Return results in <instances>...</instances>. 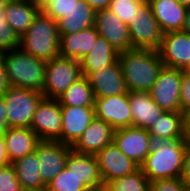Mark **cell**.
Masks as SVG:
<instances>
[{
  "mask_svg": "<svg viewBox=\"0 0 190 191\" xmlns=\"http://www.w3.org/2000/svg\"><path fill=\"white\" fill-rule=\"evenodd\" d=\"M152 13L163 33L182 31L188 8L177 0H150Z\"/></svg>",
  "mask_w": 190,
  "mask_h": 191,
  "instance_id": "20",
  "label": "cell"
},
{
  "mask_svg": "<svg viewBox=\"0 0 190 191\" xmlns=\"http://www.w3.org/2000/svg\"><path fill=\"white\" fill-rule=\"evenodd\" d=\"M59 55L81 60L93 48L99 36L96 27L91 26L76 33L59 34Z\"/></svg>",
  "mask_w": 190,
  "mask_h": 191,
  "instance_id": "22",
  "label": "cell"
},
{
  "mask_svg": "<svg viewBox=\"0 0 190 191\" xmlns=\"http://www.w3.org/2000/svg\"><path fill=\"white\" fill-rule=\"evenodd\" d=\"M72 170L65 167L46 185V191H88Z\"/></svg>",
  "mask_w": 190,
  "mask_h": 191,
  "instance_id": "31",
  "label": "cell"
},
{
  "mask_svg": "<svg viewBox=\"0 0 190 191\" xmlns=\"http://www.w3.org/2000/svg\"><path fill=\"white\" fill-rule=\"evenodd\" d=\"M78 0H54L43 11L49 15L54 21H58L72 9L74 3Z\"/></svg>",
  "mask_w": 190,
  "mask_h": 191,
  "instance_id": "35",
  "label": "cell"
},
{
  "mask_svg": "<svg viewBox=\"0 0 190 191\" xmlns=\"http://www.w3.org/2000/svg\"><path fill=\"white\" fill-rule=\"evenodd\" d=\"M104 186L116 178L137 171L140 166L127 157L114 142L106 145L96 155Z\"/></svg>",
  "mask_w": 190,
  "mask_h": 191,
  "instance_id": "12",
  "label": "cell"
},
{
  "mask_svg": "<svg viewBox=\"0 0 190 191\" xmlns=\"http://www.w3.org/2000/svg\"><path fill=\"white\" fill-rule=\"evenodd\" d=\"M149 191H187V186L180 177L158 179L150 182Z\"/></svg>",
  "mask_w": 190,
  "mask_h": 191,
  "instance_id": "36",
  "label": "cell"
},
{
  "mask_svg": "<svg viewBox=\"0 0 190 191\" xmlns=\"http://www.w3.org/2000/svg\"><path fill=\"white\" fill-rule=\"evenodd\" d=\"M113 142L139 166L145 161L153 145V140L147 129L133 126L116 129L113 135Z\"/></svg>",
  "mask_w": 190,
  "mask_h": 191,
  "instance_id": "10",
  "label": "cell"
},
{
  "mask_svg": "<svg viewBox=\"0 0 190 191\" xmlns=\"http://www.w3.org/2000/svg\"><path fill=\"white\" fill-rule=\"evenodd\" d=\"M23 191H46V190H23Z\"/></svg>",
  "mask_w": 190,
  "mask_h": 191,
  "instance_id": "50",
  "label": "cell"
},
{
  "mask_svg": "<svg viewBox=\"0 0 190 191\" xmlns=\"http://www.w3.org/2000/svg\"><path fill=\"white\" fill-rule=\"evenodd\" d=\"M94 95L86 76L77 79L58 98L60 105L68 106H94Z\"/></svg>",
  "mask_w": 190,
  "mask_h": 191,
  "instance_id": "29",
  "label": "cell"
},
{
  "mask_svg": "<svg viewBox=\"0 0 190 191\" xmlns=\"http://www.w3.org/2000/svg\"><path fill=\"white\" fill-rule=\"evenodd\" d=\"M8 157L6 154L5 140L3 135H0V167L9 165Z\"/></svg>",
  "mask_w": 190,
  "mask_h": 191,
  "instance_id": "43",
  "label": "cell"
},
{
  "mask_svg": "<svg viewBox=\"0 0 190 191\" xmlns=\"http://www.w3.org/2000/svg\"><path fill=\"white\" fill-rule=\"evenodd\" d=\"M183 138L190 146V110L183 114Z\"/></svg>",
  "mask_w": 190,
  "mask_h": 191,
  "instance_id": "41",
  "label": "cell"
},
{
  "mask_svg": "<svg viewBox=\"0 0 190 191\" xmlns=\"http://www.w3.org/2000/svg\"><path fill=\"white\" fill-rule=\"evenodd\" d=\"M119 52L102 36H98L92 50L80 61L81 73L87 76L90 72L113 64L118 60Z\"/></svg>",
  "mask_w": 190,
  "mask_h": 191,
  "instance_id": "24",
  "label": "cell"
},
{
  "mask_svg": "<svg viewBox=\"0 0 190 191\" xmlns=\"http://www.w3.org/2000/svg\"><path fill=\"white\" fill-rule=\"evenodd\" d=\"M132 49L159 50L163 32L155 19L149 3L141 8V13L128 24Z\"/></svg>",
  "mask_w": 190,
  "mask_h": 191,
  "instance_id": "7",
  "label": "cell"
},
{
  "mask_svg": "<svg viewBox=\"0 0 190 191\" xmlns=\"http://www.w3.org/2000/svg\"><path fill=\"white\" fill-rule=\"evenodd\" d=\"M0 191H23L11 163L0 167Z\"/></svg>",
  "mask_w": 190,
  "mask_h": 191,
  "instance_id": "34",
  "label": "cell"
},
{
  "mask_svg": "<svg viewBox=\"0 0 190 191\" xmlns=\"http://www.w3.org/2000/svg\"><path fill=\"white\" fill-rule=\"evenodd\" d=\"M10 0H0V11H2L4 9V7L6 6V4L9 2Z\"/></svg>",
  "mask_w": 190,
  "mask_h": 191,
  "instance_id": "47",
  "label": "cell"
},
{
  "mask_svg": "<svg viewBox=\"0 0 190 191\" xmlns=\"http://www.w3.org/2000/svg\"><path fill=\"white\" fill-rule=\"evenodd\" d=\"M187 147L184 138L153 142L140 169L150 182L181 177Z\"/></svg>",
  "mask_w": 190,
  "mask_h": 191,
  "instance_id": "2",
  "label": "cell"
},
{
  "mask_svg": "<svg viewBox=\"0 0 190 191\" xmlns=\"http://www.w3.org/2000/svg\"><path fill=\"white\" fill-rule=\"evenodd\" d=\"M94 26L98 34L104 37L118 52L132 49L128 25L109 9L95 12Z\"/></svg>",
  "mask_w": 190,
  "mask_h": 191,
  "instance_id": "15",
  "label": "cell"
},
{
  "mask_svg": "<svg viewBox=\"0 0 190 191\" xmlns=\"http://www.w3.org/2000/svg\"><path fill=\"white\" fill-rule=\"evenodd\" d=\"M9 128L6 117V104L4 96H0V135Z\"/></svg>",
  "mask_w": 190,
  "mask_h": 191,
  "instance_id": "39",
  "label": "cell"
},
{
  "mask_svg": "<svg viewBox=\"0 0 190 191\" xmlns=\"http://www.w3.org/2000/svg\"><path fill=\"white\" fill-rule=\"evenodd\" d=\"M71 150V146L59 141L41 140L37 144L35 153L39 160V172L45 185L66 167L67 156Z\"/></svg>",
  "mask_w": 190,
  "mask_h": 191,
  "instance_id": "11",
  "label": "cell"
},
{
  "mask_svg": "<svg viewBox=\"0 0 190 191\" xmlns=\"http://www.w3.org/2000/svg\"><path fill=\"white\" fill-rule=\"evenodd\" d=\"M81 76L79 60L58 55L47 61L43 96L57 99Z\"/></svg>",
  "mask_w": 190,
  "mask_h": 191,
  "instance_id": "6",
  "label": "cell"
},
{
  "mask_svg": "<svg viewBox=\"0 0 190 191\" xmlns=\"http://www.w3.org/2000/svg\"><path fill=\"white\" fill-rule=\"evenodd\" d=\"M9 87L6 77V71L3 61V52H0V96L3 95Z\"/></svg>",
  "mask_w": 190,
  "mask_h": 191,
  "instance_id": "40",
  "label": "cell"
},
{
  "mask_svg": "<svg viewBox=\"0 0 190 191\" xmlns=\"http://www.w3.org/2000/svg\"><path fill=\"white\" fill-rule=\"evenodd\" d=\"M96 12L102 9H108L111 0H85Z\"/></svg>",
  "mask_w": 190,
  "mask_h": 191,
  "instance_id": "42",
  "label": "cell"
},
{
  "mask_svg": "<svg viewBox=\"0 0 190 191\" xmlns=\"http://www.w3.org/2000/svg\"><path fill=\"white\" fill-rule=\"evenodd\" d=\"M86 78L92 88L94 98L128 93L119 60L90 72Z\"/></svg>",
  "mask_w": 190,
  "mask_h": 191,
  "instance_id": "16",
  "label": "cell"
},
{
  "mask_svg": "<svg viewBox=\"0 0 190 191\" xmlns=\"http://www.w3.org/2000/svg\"><path fill=\"white\" fill-rule=\"evenodd\" d=\"M180 178L186 186H190V146L187 147L184 156L183 170Z\"/></svg>",
  "mask_w": 190,
  "mask_h": 191,
  "instance_id": "38",
  "label": "cell"
},
{
  "mask_svg": "<svg viewBox=\"0 0 190 191\" xmlns=\"http://www.w3.org/2000/svg\"><path fill=\"white\" fill-rule=\"evenodd\" d=\"M16 171L17 180L23 190H46L39 172V160L36 153L25 155L11 163Z\"/></svg>",
  "mask_w": 190,
  "mask_h": 191,
  "instance_id": "27",
  "label": "cell"
},
{
  "mask_svg": "<svg viewBox=\"0 0 190 191\" xmlns=\"http://www.w3.org/2000/svg\"><path fill=\"white\" fill-rule=\"evenodd\" d=\"M145 4L136 0H111L108 9L115 13L121 21L128 24L141 13V8Z\"/></svg>",
  "mask_w": 190,
  "mask_h": 191,
  "instance_id": "32",
  "label": "cell"
},
{
  "mask_svg": "<svg viewBox=\"0 0 190 191\" xmlns=\"http://www.w3.org/2000/svg\"><path fill=\"white\" fill-rule=\"evenodd\" d=\"M180 4L190 8V0H177Z\"/></svg>",
  "mask_w": 190,
  "mask_h": 191,
  "instance_id": "46",
  "label": "cell"
},
{
  "mask_svg": "<svg viewBox=\"0 0 190 191\" xmlns=\"http://www.w3.org/2000/svg\"><path fill=\"white\" fill-rule=\"evenodd\" d=\"M94 22L95 11L93 8L85 0H78L73 4L66 17L57 21L58 33H76L94 26Z\"/></svg>",
  "mask_w": 190,
  "mask_h": 191,
  "instance_id": "25",
  "label": "cell"
},
{
  "mask_svg": "<svg viewBox=\"0 0 190 191\" xmlns=\"http://www.w3.org/2000/svg\"><path fill=\"white\" fill-rule=\"evenodd\" d=\"M19 47V37L8 25L5 18V10L0 11V52Z\"/></svg>",
  "mask_w": 190,
  "mask_h": 191,
  "instance_id": "33",
  "label": "cell"
},
{
  "mask_svg": "<svg viewBox=\"0 0 190 191\" xmlns=\"http://www.w3.org/2000/svg\"><path fill=\"white\" fill-rule=\"evenodd\" d=\"M190 110V72L183 70L180 92V112L185 113Z\"/></svg>",
  "mask_w": 190,
  "mask_h": 191,
  "instance_id": "37",
  "label": "cell"
},
{
  "mask_svg": "<svg viewBox=\"0 0 190 191\" xmlns=\"http://www.w3.org/2000/svg\"><path fill=\"white\" fill-rule=\"evenodd\" d=\"M61 143L72 146L95 118L94 106L61 105Z\"/></svg>",
  "mask_w": 190,
  "mask_h": 191,
  "instance_id": "17",
  "label": "cell"
},
{
  "mask_svg": "<svg viewBox=\"0 0 190 191\" xmlns=\"http://www.w3.org/2000/svg\"><path fill=\"white\" fill-rule=\"evenodd\" d=\"M2 135L10 163L35 152L37 144L41 141L29 127H9Z\"/></svg>",
  "mask_w": 190,
  "mask_h": 191,
  "instance_id": "21",
  "label": "cell"
},
{
  "mask_svg": "<svg viewBox=\"0 0 190 191\" xmlns=\"http://www.w3.org/2000/svg\"><path fill=\"white\" fill-rule=\"evenodd\" d=\"M129 105L132 112V126L148 129L165 111L152 99L149 92H129Z\"/></svg>",
  "mask_w": 190,
  "mask_h": 191,
  "instance_id": "23",
  "label": "cell"
},
{
  "mask_svg": "<svg viewBox=\"0 0 190 191\" xmlns=\"http://www.w3.org/2000/svg\"><path fill=\"white\" fill-rule=\"evenodd\" d=\"M114 131L108 123L95 116L71 149L78 153L96 155L113 142Z\"/></svg>",
  "mask_w": 190,
  "mask_h": 191,
  "instance_id": "18",
  "label": "cell"
},
{
  "mask_svg": "<svg viewBox=\"0 0 190 191\" xmlns=\"http://www.w3.org/2000/svg\"><path fill=\"white\" fill-rule=\"evenodd\" d=\"M14 1H22V2H29L34 5V0H14Z\"/></svg>",
  "mask_w": 190,
  "mask_h": 191,
  "instance_id": "48",
  "label": "cell"
},
{
  "mask_svg": "<svg viewBox=\"0 0 190 191\" xmlns=\"http://www.w3.org/2000/svg\"><path fill=\"white\" fill-rule=\"evenodd\" d=\"M54 0H34V5L43 11L47 6H49Z\"/></svg>",
  "mask_w": 190,
  "mask_h": 191,
  "instance_id": "44",
  "label": "cell"
},
{
  "mask_svg": "<svg viewBox=\"0 0 190 191\" xmlns=\"http://www.w3.org/2000/svg\"><path fill=\"white\" fill-rule=\"evenodd\" d=\"M183 70L163 66L149 93L153 101L166 112H180V92Z\"/></svg>",
  "mask_w": 190,
  "mask_h": 191,
  "instance_id": "8",
  "label": "cell"
},
{
  "mask_svg": "<svg viewBox=\"0 0 190 191\" xmlns=\"http://www.w3.org/2000/svg\"><path fill=\"white\" fill-rule=\"evenodd\" d=\"M136 1H138L140 3H149L150 0H136Z\"/></svg>",
  "mask_w": 190,
  "mask_h": 191,
  "instance_id": "49",
  "label": "cell"
},
{
  "mask_svg": "<svg viewBox=\"0 0 190 191\" xmlns=\"http://www.w3.org/2000/svg\"><path fill=\"white\" fill-rule=\"evenodd\" d=\"M147 130L153 142L183 138V113L165 111Z\"/></svg>",
  "mask_w": 190,
  "mask_h": 191,
  "instance_id": "28",
  "label": "cell"
},
{
  "mask_svg": "<svg viewBox=\"0 0 190 191\" xmlns=\"http://www.w3.org/2000/svg\"><path fill=\"white\" fill-rule=\"evenodd\" d=\"M158 52L164 66L187 71L190 68V34L183 31L164 33Z\"/></svg>",
  "mask_w": 190,
  "mask_h": 191,
  "instance_id": "14",
  "label": "cell"
},
{
  "mask_svg": "<svg viewBox=\"0 0 190 191\" xmlns=\"http://www.w3.org/2000/svg\"><path fill=\"white\" fill-rule=\"evenodd\" d=\"M4 10L8 25L19 38L26 33L40 11L32 3L14 0H10Z\"/></svg>",
  "mask_w": 190,
  "mask_h": 191,
  "instance_id": "26",
  "label": "cell"
},
{
  "mask_svg": "<svg viewBox=\"0 0 190 191\" xmlns=\"http://www.w3.org/2000/svg\"><path fill=\"white\" fill-rule=\"evenodd\" d=\"M9 127H29L37 104L44 97L42 93L26 88L9 86L3 94Z\"/></svg>",
  "mask_w": 190,
  "mask_h": 191,
  "instance_id": "5",
  "label": "cell"
},
{
  "mask_svg": "<svg viewBox=\"0 0 190 191\" xmlns=\"http://www.w3.org/2000/svg\"><path fill=\"white\" fill-rule=\"evenodd\" d=\"M182 31L190 34V8H188Z\"/></svg>",
  "mask_w": 190,
  "mask_h": 191,
  "instance_id": "45",
  "label": "cell"
},
{
  "mask_svg": "<svg viewBox=\"0 0 190 191\" xmlns=\"http://www.w3.org/2000/svg\"><path fill=\"white\" fill-rule=\"evenodd\" d=\"M118 60L128 92H149L164 66L157 50L122 51Z\"/></svg>",
  "mask_w": 190,
  "mask_h": 191,
  "instance_id": "1",
  "label": "cell"
},
{
  "mask_svg": "<svg viewBox=\"0 0 190 191\" xmlns=\"http://www.w3.org/2000/svg\"><path fill=\"white\" fill-rule=\"evenodd\" d=\"M3 61L9 86L43 94L47 61L24 52L20 47L4 51Z\"/></svg>",
  "mask_w": 190,
  "mask_h": 191,
  "instance_id": "3",
  "label": "cell"
},
{
  "mask_svg": "<svg viewBox=\"0 0 190 191\" xmlns=\"http://www.w3.org/2000/svg\"><path fill=\"white\" fill-rule=\"evenodd\" d=\"M66 167L72 170L89 190L103 191L104 184L95 155L71 150L67 156Z\"/></svg>",
  "mask_w": 190,
  "mask_h": 191,
  "instance_id": "19",
  "label": "cell"
},
{
  "mask_svg": "<svg viewBox=\"0 0 190 191\" xmlns=\"http://www.w3.org/2000/svg\"><path fill=\"white\" fill-rule=\"evenodd\" d=\"M59 41L57 22L39 11L26 33L19 38V47L32 56L50 61L59 55Z\"/></svg>",
  "mask_w": 190,
  "mask_h": 191,
  "instance_id": "4",
  "label": "cell"
},
{
  "mask_svg": "<svg viewBox=\"0 0 190 191\" xmlns=\"http://www.w3.org/2000/svg\"><path fill=\"white\" fill-rule=\"evenodd\" d=\"M94 110L97 118L105 121L115 130L132 126L129 92L115 96L95 98Z\"/></svg>",
  "mask_w": 190,
  "mask_h": 191,
  "instance_id": "13",
  "label": "cell"
},
{
  "mask_svg": "<svg viewBox=\"0 0 190 191\" xmlns=\"http://www.w3.org/2000/svg\"><path fill=\"white\" fill-rule=\"evenodd\" d=\"M30 128L40 140L61 142L62 112L57 99L43 97L40 100Z\"/></svg>",
  "mask_w": 190,
  "mask_h": 191,
  "instance_id": "9",
  "label": "cell"
},
{
  "mask_svg": "<svg viewBox=\"0 0 190 191\" xmlns=\"http://www.w3.org/2000/svg\"><path fill=\"white\" fill-rule=\"evenodd\" d=\"M150 181L139 168L121 178L109 181L103 191H149Z\"/></svg>",
  "mask_w": 190,
  "mask_h": 191,
  "instance_id": "30",
  "label": "cell"
}]
</instances>
